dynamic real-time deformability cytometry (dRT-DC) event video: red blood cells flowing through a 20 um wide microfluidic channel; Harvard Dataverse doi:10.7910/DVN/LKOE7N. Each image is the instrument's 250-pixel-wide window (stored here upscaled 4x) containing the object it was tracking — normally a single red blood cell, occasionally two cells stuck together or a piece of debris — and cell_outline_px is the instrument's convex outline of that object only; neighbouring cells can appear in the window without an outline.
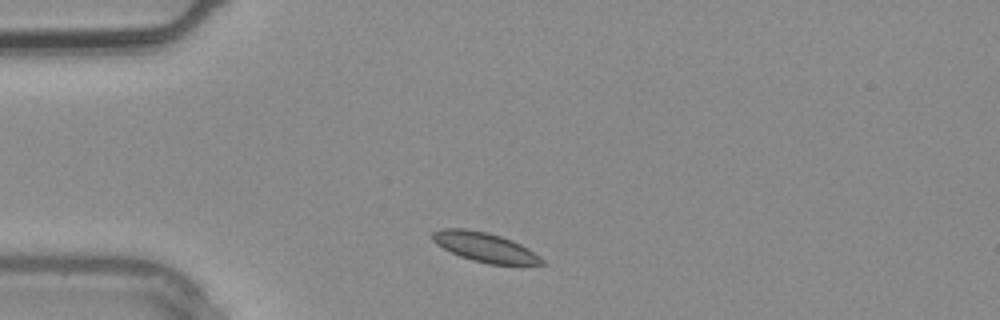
{"species": "common noctule bat (a hibernating species)", "species_latin": "Nyctalus noctula", "temperature_condition": "warm", "stored_images_in_passage": 2, "camera_frame_rate_fps": 3000, "um_per_image_px": 0.085, "animal": {"sex": "male", "body_mass_g": 20.4}, "frame": {"image": 1, "passage_image": 1, "time_ms": 0.0, "image_size_px": [1000, 320], "cell_outline_px": [[548, 264], [488, 264], [472, 260], [460, 256], [436, 244], [432, 240], [432, 232], [440, 228], [464, 228], [488, 232], [512, 240], [528, 248], [540, 256]], "centroid_in_image_um": [41.2, 21.0], "position_along_channel_um": 43.8, "area_um2": 18.73}}
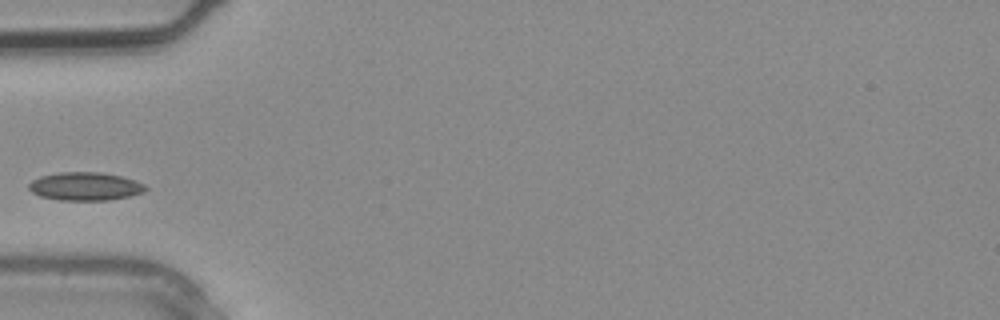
{"frame": {"image": 2, "passage_image": 2, "time_ms": 0.333, "image_size_px": [1000, 320], "cell_outline_px": [[148, 188], [144, 192], [128, 196], [108, 200], [60, 200], [40, 196], [32, 192], [28, 188], [28, 184], [32, 180], [40, 176], [56, 172], [100, 172], [120, 176], [136, 180], [144, 184]], "centroid_in_image_um": [7.22, 15.83], "position_along_channel_um": 77.8, "area_um2": 19.25}}